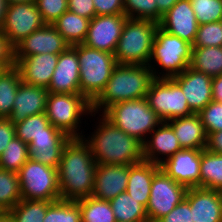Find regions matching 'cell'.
Listing matches in <instances>:
<instances>
[{
    "label": "cell",
    "mask_w": 222,
    "mask_h": 222,
    "mask_svg": "<svg viewBox=\"0 0 222 222\" xmlns=\"http://www.w3.org/2000/svg\"><path fill=\"white\" fill-rule=\"evenodd\" d=\"M96 167L84 139L70 138L62 150L57 168L61 200L77 201L91 197Z\"/></svg>",
    "instance_id": "1"
},
{
    "label": "cell",
    "mask_w": 222,
    "mask_h": 222,
    "mask_svg": "<svg viewBox=\"0 0 222 222\" xmlns=\"http://www.w3.org/2000/svg\"><path fill=\"white\" fill-rule=\"evenodd\" d=\"M96 130L86 138L97 164L132 165L143 161V144L136 137L126 134L103 114Z\"/></svg>",
    "instance_id": "2"
},
{
    "label": "cell",
    "mask_w": 222,
    "mask_h": 222,
    "mask_svg": "<svg viewBox=\"0 0 222 222\" xmlns=\"http://www.w3.org/2000/svg\"><path fill=\"white\" fill-rule=\"evenodd\" d=\"M153 80L148 65L117 64L104 90L92 102V112L103 114L113 104L145 98Z\"/></svg>",
    "instance_id": "3"
},
{
    "label": "cell",
    "mask_w": 222,
    "mask_h": 222,
    "mask_svg": "<svg viewBox=\"0 0 222 222\" xmlns=\"http://www.w3.org/2000/svg\"><path fill=\"white\" fill-rule=\"evenodd\" d=\"M159 24L151 20L127 18L117 43V64L148 65Z\"/></svg>",
    "instance_id": "4"
},
{
    "label": "cell",
    "mask_w": 222,
    "mask_h": 222,
    "mask_svg": "<svg viewBox=\"0 0 222 222\" xmlns=\"http://www.w3.org/2000/svg\"><path fill=\"white\" fill-rule=\"evenodd\" d=\"M191 55L192 44L158 27L148 67L151 69L154 79H171L189 67ZM155 64L164 70L158 73L154 69Z\"/></svg>",
    "instance_id": "5"
},
{
    "label": "cell",
    "mask_w": 222,
    "mask_h": 222,
    "mask_svg": "<svg viewBox=\"0 0 222 222\" xmlns=\"http://www.w3.org/2000/svg\"><path fill=\"white\" fill-rule=\"evenodd\" d=\"M72 47L77 51L79 60L80 92L92 103L104 90L117 62L114 54L109 52L84 44Z\"/></svg>",
    "instance_id": "6"
},
{
    "label": "cell",
    "mask_w": 222,
    "mask_h": 222,
    "mask_svg": "<svg viewBox=\"0 0 222 222\" xmlns=\"http://www.w3.org/2000/svg\"><path fill=\"white\" fill-rule=\"evenodd\" d=\"M103 115L126 134L144 142L162 120L150 108L146 98L122 101L110 106Z\"/></svg>",
    "instance_id": "7"
},
{
    "label": "cell",
    "mask_w": 222,
    "mask_h": 222,
    "mask_svg": "<svg viewBox=\"0 0 222 222\" xmlns=\"http://www.w3.org/2000/svg\"><path fill=\"white\" fill-rule=\"evenodd\" d=\"M45 114L51 125L70 138L83 136L79 129L82 116L95 117L92 103L84 95L51 92L47 96Z\"/></svg>",
    "instance_id": "8"
},
{
    "label": "cell",
    "mask_w": 222,
    "mask_h": 222,
    "mask_svg": "<svg viewBox=\"0 0 222 222\" xmlns=\"http://www.w3.org/2000/svg\"><path fill=\"white\" fill-rule=\"evenodd\" d=\"M17 174L22 199L50 202L61 199L57 168L29 158Z\"/></svg>",
    "instance_id": "9"
},
{
    "label": "cell",
    "mask_w": 222,
    "mask_h": 222,
    "mask_svg": "<svg viewBox=\"0 0 222 222\" xmlns=\"http://www.w3.org/2000/svg\"><path fill=\"white\" fill-rule=\"evenodd\" d=\"M145 98L162 122L193 113L181 87L172 78L154 79Z\"/></svg>",
    "instance_id": "10"
},
{
    "label": "cell",
    "mask_w": 222,
    "mask_h": 222,
    "mask_svg": "<svg viewBox=\"0 0 222 222\" xmlns=\"http://www.w3.org/2000/svg\"><path fill=\"white\" fill-rule=\"evenodd\" d=\"M188 188L177 183L161 168L154 174L146 206L148 222H157L172 211L186 196Z\"/></svg>",
    "instance_id": "11"
},
{
    "label": "cell",
    "mask_w": 222,
    "mask_h": 222,
    "mask_svg": "<svg viewBox=\"0 0 222 222\" xmlns=\"http://www.w3.org/2000/svg\"><path fill=\"white\" fill-rule=\"evenodd\" d=\"M44 25L36 3H13L7 4L1 32L15 47Z\"/></svg>",
    "instance_id": "12"
},
{
    "label": "cell",
    "mask_w": 222,
    "mask_h": 222,
    "mask_svg": "<svg viewBox=\"0 0 222 222\" xmlns=\"http://www.w3.org/2000/svg\"><path fill=\"white\" fill-rule=\"evenodd\" d=\"M126 19L124 14L94 16L82 44L114 54Z\"/></svg>",
    "instance_id": "13"
},
{
    "label": "cell",
    "mask_w": 222,
    "mask_h": 222,
    "mask_svg": "<svg viewBox=\"0 0 222 222\" xmlns=\"http://www.w3.org/2000/svg\"><path fill=\"white\" fill-rule=\"evenodd\" d=\"M201 150L181 149L164 160L160 168L177 183L187 188L200 187Z\"/></svg>",
    "instance_id": "14"
},
{
    "label": "cell",
    "mask_w": 222,
    "mask_h": 222,
    "mask_svg": "<svg viewBox=\"0 0 222 222\" xmlns=\"http://www.w3.org/2000/svg\"><path fill=\"white\" fill-rule=\"evenodd\" d=\"M69 46L52 24H45L15 46V57H29L44 53L60 54Z\"/></svg>",
    "instance_id": "15"
},
{
    "label": "cell",
    "mask_w": 222,
    "mask_h": 222,
    "mask_svg": "<svg viewBox=\"0 0 222 222\" xmlns=\"http://www.w3.org/2000/svg\"><path fill=\"white\" fill-rule=\"evenodd\" d=\"M182 89L193 113H199L212 99V77L188 67L172 78Z\"/></svg>",
    "instance_id": "16"
},
{
    "label": "cell",
    "mask_w": 222,
    "mask_h": 222,
    "mask_svg": "<svg viewBox=\"0 0 222 222\" xmlns=\"http://www.w3.org/2000/svg\"><path fill=\"white\" fill-rule=\"evenodd\" d=\"M77 51L69 46L59 59L47 88L51 93L81 94Z\"/></svg>",
    "instance_id": "17"
},
{
    "label": "cell",
    "mask_w": 222,
    "mask_h": 222,
    "mask_svg": "<svg viewBox=\"0 0 222 222\" xmlns=\"http://www.w3.org/2000/svg\"><path fill=\"white\" fill-rule=\"evenodd\" d=\"M129 165L97 164L92 197L110 201L126 192Z\"/></svg>",
    "instance_id": "18"
},
{
    "label": "cell",
    "mask_w": 222,
    "mask_h": 222,
    "mask_svg": "<svg viewBox=\"0 0 222 222\" xmlns=\"http://www.w3.org/2000/svg\"><path fill=\"white\" fill-rule=\"evenodd\" d=\"M159 27L164 31L178 36L193 44L198 30V22L191 7L190 0H178V2L166 12Z\"/></svg>",
    "instance_id": "19"
},
{
    "label": "cell",
    "mask_w": 222,
    "mask_h": 222,
    "mask_svg": "<svg viewBox=\"0 0 222 222\" xmlns=\"http://www.w3.org/2000/svg\"><path fill=\"white\" fill-rule=\"evenodd\" d=\"M59 59V54H37L15 57L21 81L34 86L48 88Z\"/></svg>",
    "instance_id": "20"
},
{
    "label": "cell",
    "mask_w": 222,
    "mask_h": 222,
    "mask_svg": "<svg viewBox=\"0 0 222 222\" xmlns=\"http://www.w3.org/2000/svg\"><path fill=\"white\" fill-rule=\"evenodd\" d=\"M185 199L190 204L193 222H222V191L188 188Z\"/></svg>",
    "instance_id": "21"
},
{
    "label": "cell",
    "mask_w": 222,
    "mask_h": 222,
    "mask_svg": "<svg viewBox=\"0 0 222 222\" xmlns=\"http://www.w3.org/2000/svg\"><path fill=\"white\" fill-rule=\"evenodd\" d=\"M142 144L143 159L158 165L182 149L173 128L167 122H162L150 135H147Z\"/></svg>",
    "instance_id": "22"
},
{
    "label": "cell",
    "mask_w": 222,
    "mask_h": 222,
    "mask_svg": "<svg viewBox=\"0 0 222 222\" xmlns=\"http://www.w3.org/2000/svg\"><path fill=\"white\" fill-rule=\"evenodd\" d=\"M48 93L47 88L21 81L9 119L16 123L25 120L28 116L44 113Z\"/></svg>",
    "instance_id": "23"
},
{
    "label": "cell",
    "mask_w": 222,
    "mask_h": 222,
    "mask_svg": "<svg viewBox=\"0 0 222 222\" xmlns=\"http://www.w3.org/2000/svg\"><path fill=\"white\" fill-rule=\"evenodd\" d=\"M70 139L64 133H48L40 135L28 144L30 159L41 164L58 168L62 150Z\"/></svg>",
    "instance_id": "24"
},
{
    "label": "cell",
    "mask_w": 222,
    "mask_h": 222,
    "mask_svg": "<svg viewBox=\"0 0 222 222\" xmlns=\"http://www.w3.org/2000/svg\"><path fill=\"white\" fill-rule=\"evenodd\" d=\"M167 123L173 128L182 149H206L207 134L197 113L174 118Z\"/></svg>",
    "instance_id": "25"
},
{
    "label": "cell",
    "mask_w": 222,
    "mask_h": 222,
    "mask_svg": "<svg viewBox=\"0 0 222 222\" xmlns=\"http://www.w3.org/2000/svg\"><path fill=\"white\" fill-rule=\"evenodd\" d=\"M160 165L148 161L129 165V176L126 192L145 207L148 204L151 183Z\"/></svg>",
    "instance_id": "26"
},
{
    "label": "cell",
    "mask_w": 222,
    "mask_h": 222,
    "mask_svg": "<svg viewBox=\"0 0 222 222\" xmlns=\"http://www.w3.org/2000/svg\"><path fill=\"white\" fill-rule=\"evenodd\" d=\"M90 19L70 11L63 13L52 25L70 45L82 44L86 38Z\"/></svg>",
    "instance_id": "27"
},
{
    "label": "cell",
    "mask_w": 222,
    "mask_h": 222,
    "mask_svg": "<svg viewBox=\"0 0 222 222\" xmlns=\"http://www.w3.org/2000/svg\"><path fill=\"white\" fill-rule=\"evenodd\" d=\"M190 68L210 77L222 74V46L192 47Z\"/></svg>",
    "instance_id": "28"
},
{
    "label": "cell",
    "mask_w": 222,
    "mask_h": 222,
    "mask_svg": "<svg viewBox=\"0 0 222 222\" xmlns=\"http://www.w3.org/2000/svg\"><path fill=\"white\" fill-rule=\"evenodd\" d=\"M116 222H148L146 207L127 192L110 200Z\"/></svg>",
    "instance_id": "29"
},
{
    "label": "cell",
    "mask_w": 222,
    "mask_h": 222,
    "mask_svg": "<svg viewBox=\"0 0 222 222\" xmlns=\"http://www.w3.org/2000/svg\"><path fill=\"white\" fill-rule=\"evenodd\" d=\"M21 83L16 66L0 70V118H9Z\"/></svg>",
    "instance_id": "30"
},
{
    "label": "cell",
    "mask_w": 222,
    "mask_h": 222,
    "mask_svg": "<svg viewBox=\"0 0 222 222\" xmlns=\"http://www.w3.org/2000/svg\"><path fill=\"white\" fill-rule=\"evenodd\" d=\"M200 187L222 191V154L201 150Z\"/></svg>",
    "instance_id": "31"
},
{
    "label": "cell",
    "mask_w": 222,
    "mask_h": 222,
    "mask_svg": "<svg viewBox=\"0 0 222 222\" xmlns=\"http://www.w3.org/2000/svg\"><path fill=\"white\" fill-rule=\"evenodd\" d=\"M15 136L29 144L33 138L48 133H63L50 124L45 112L38 115L28 116L25 120L14 123Z\"/></svg>",
    "instance_id": "32"
},
{
    "label": "cell",
    "mask_w": 222,
    "mask_h": 222,
    "mask_svg": "<svg viewBox=\"0 0 222 222\" xmlns=\"http://www.w3.org/2000/svg\"><path fill=\"white\" fill-rule=\"evenodd\" d=\"M81 211V222H116L110 201L87 197L76 201Z\"/></svg>",
    "instance_id": "33"
},
{
    "label": "cell",
    "mask_w": 222,
    "mask_h": 222,
    "mask_svg": "<svg viewBox=\"0 0 222 222\" xmlns=\"http://www.w3.org/2000/svg\"><path fill=\"white\" fill-rule=\"evenodd\" d=\"M21 200L17 172L0 168V213L9 212Z\"/></svg>",
    "instance_id": "34"
},
{
    "label": "cell",
    "mask_w": 222,
    "mask_h": 222,
    "mask_svg": "<svg viewBox=\"0 0 222 222\" xmlns=\"http://www.w3.org/2000/svg\"><path fill=\"white\" fill-rule=\"evenodd\" d=\"M52 202L22 199L8 213L14 222H43Z\"/></svg>",
    "instance_id": "35"
},
{
    "label": "cell",
    "mask_w": 222,
    "mask_h": 222,
    "mask_svg": "<svg viewBox=\"0 0 222 222\" xmlns=\"http://www.w3.org/2000/svg\"><path fill=\"white\" fill-rule=\"evenodd\" d=\"M29 155L28 144L21 141L17 136H14L0 155V168L18 172L30 158Z\"/></svg>",
    "instance_id": "36"
},
{
    "label": "cell",
    "mask_w": 222,
    "mask_h": 222,
    "mask_svg": "<svg viewBox=\"0 0 222 222\" xmlns=\"http://www.w3.org/2000/svg\"><path fill=\"white\" fill-rule=\"evenodd\" d=\"M43 222H81L79 204L71 200L52 202L45 214Z\"/></svg>",
    "instance_id": "37"
},
{
    "label": "cell",
    "mask_w": 222,
    "mask_h": 222,
    "mask_svg": "<svg viewBox=\"0 0 222 222\" xmlns=\"http://www.w3.org/2000/svg\"><path fill=\"white\" fill-rule=\"evenodd\" d=\"M124 15L127 18L151 20L158 23L156 0H123Z\"/></svg>",
    "instance_id": "38"
},
{
    "label": "cell",
    "mask_w": 222,
    "mask_h": 222,
    "mask_svg": "<svg viewBox=\"0 0 222 222\" xmlns=\"http://www.w3.org/2000/svg\"><path fill=\"white\" fill-rule=\"evenodd\" d=\"M198 25L222 20V0H190Z\"/></svg>",
    "instance_id": "39"
},
{
    "label": "cell",
    "mask_w": 222,
    "mask_h": 222,
    "mask_svg": "<svg viewBox=\"0 0 222 222\" xmlns=\"http://www.w3.org/2000/svg\"><path fill=\"white\" fill-rule=\"evenodd\" d=\"M222 46V20L198 25L192 47Z\"/></svg>",
    "instance_id": "40"
},
{
    "label": "cell",
    "mask_w": 222,
    "mask_h": 222,
    "mask_svg": "<svg viewBox=\"0 0 222 222\" xmlns=\"http://www.w3.org/2000/svg\"><path fill=\"white\" fill-rule=\"evenodd\" d=\"M207 136L222 130V103L212 100L198 113Z\"/></svg>",
    "instance_id": "41"
},
{
    "label": "cell",
    "mask_w": 222,
    "mask_h": 222,
    "mask_svg": "<svg viewBox=\"0 0 222 222\" xmlns=\"http://www.w3.org/2000/svg\"><path fill=\"white\" fill-rule=\"evenodd\" d=\"M35 3L45 24L54 23L68 11V0H36Z\"/></svg>",
    "instance_id": "42"
},
{
    "label": "cell",
    "mask_w": 222,
    "mask_h": 222,
    "mask_svg": "<svg viewBox=\"0 0 222 222\" xmlns=\"http://www.w3.org/2000/svg\"><path fill=\"white\" fill-rule=\"evenodd\" d=\"M157 222H193L189 202L184 199L180 204Z\"/></svg>",
    "instance_id": "43"
},
{
    "label": "cell",
    "mask_w": 222,
    "mask_h": 222,
    "mask_svg": "<svg viewBox=\"0 0 222 222\" xmlns=\"http://www.w3.org/2000/svg\"><path fill=\"white\" fill-rule=\"evenodd\" d=\"M15 66V47L0 30V70Z\"/></svg>",
    "instance_id": "44"
},
{
    "label": "cell",
    "mask_w": 222,
    "mask_h": 222,
    "mask_svg": "<svg viewBox=\"0 0 222 222\" xmlns=\"http://www.w3.org/2000/svg\"><path fill=\"white\" fill-rule=\"evenodd\" d=\"M96 15L124 14L123 0H93Z\"/></svg>",
    "instance_id": "45"
},
{
    "label": "cell",
    "mask_w": 222,
    "mask_h": 222,
    "mask_svg": "<svg viewBox=\"0 0 222 222\" xmlns=\"http://www.w3.org/2000/svg\"><path fill=\"white\" fill-rule=\"evenodd\" d=\"M68 11L90 20L96 16L93 0H68Z\"/></svg>",
    "instance_id": "46"
},
{
    "label": "cell",
    "mask_w": 222,
    "mask_h": 222,
    "mask_svg": "<svg viewBox=\"0 0 222 222\" xmlns=\"http://www.w3.org/2000/svg\"><path fill=\"white\" fill-rule=\"evenodd\" d=\"M14 136V123L9 118H0V155Z\"/></svg>",
    "instance_id": "47"
},
{
    "label": "cell",
    "mask_w": 222,
    "mask_h": 222,
    "mask_svg": "<svg viewBox=\"0 0 222 222\" xmlns=\"http://www.w3.org/2000/svg\"><path fill=\"white\" fill-rule=\"evenodd\" d=\"M206 149L212 153L222 154V130L212 132L207 136Z\"/></svg>",
    "instance_id": "48"
},
{
    "label": "cell",
    "mask_w": 222,
    "mask_h": 222,
    "mask_svg": "<svg viewBox=\"0 0 222 222\" xmlns=\"http://www.w3.org/2000/svg\"><path fill=\"white\" fill-rule=\"evenodd\" d=\"M212 99L222 103V74L212 78Z\"/></svg>",
    "instance_id": "49"
},
{
    "label": "cell",
    "mask_w": 222,
    "mask_h": 222,
    "mask_svg": "<svg viewBox=\"0 0 222 222\" xmlns=\"http://www.w3.org/2000/svg\"><path fill=\"white\" fill-rule=\"evenodd\" d=\"M178 0H156L158 6V23L160 22L162 16L168 12Z\"/></svg>",
    "instance_id": "50"
},
{
    "label": "cell",
    "mask_w": 222,
    "mask_h": 222,
    "mask_svg": "<svg viewBox=\"0 0 222 222\" xmlns=\"http://www.w3.org/2000/svg\"><path fill=\"white\" fill-rule=\"evenodd\" d=\"M6 8H7L6 0H0V30L4 22Z\"/></svg>",
    "instance_id": "51"
},
{
    "label": "cell",
    "mask_w": 222,
    "mask_h": 222,
    "mask_svg": "<svg viewBox=\"0 0 222 222\" xmlns=\"http://www.w3.org/2000/svg\"><path fill=\"white\" fill-rule=\"evenodd\" d=\"M0 222H14L8 212L0 213Z\"/></svg>",
    "instance_id": "52"
},
{
    "label": "cell",
    "mask_w": 222,
    "mask_h": 222,
    "mask_svg": "<svg viewBox=\"0 0 222 222\" xmlns=\"http://www.w3.org/2000/svg\"><path fill=\"white\" fill-rule=\"evenodd\" d=\"M36 0H6L7 4L13 3H35Z\"/></svg>",
    "instance_id": "53"
}]
</instances>
